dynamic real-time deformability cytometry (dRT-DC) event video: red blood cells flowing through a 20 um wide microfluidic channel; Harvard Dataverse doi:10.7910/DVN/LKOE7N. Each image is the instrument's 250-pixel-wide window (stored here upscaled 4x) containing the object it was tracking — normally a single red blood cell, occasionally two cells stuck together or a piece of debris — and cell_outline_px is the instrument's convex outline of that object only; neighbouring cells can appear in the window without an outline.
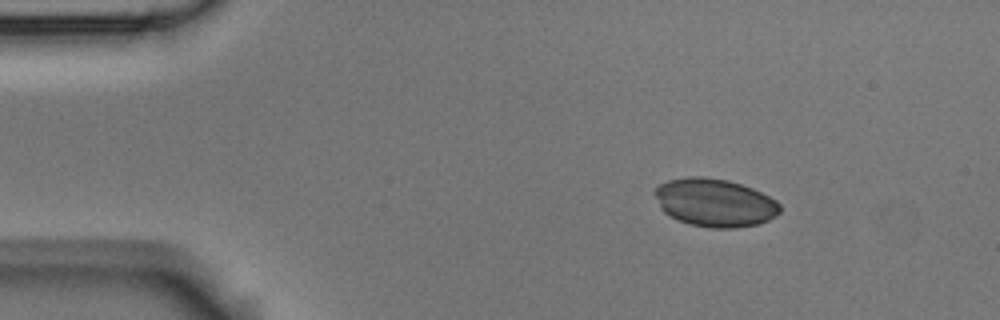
{"species": "Egyptian fruit bat (a non-hibernating species)", "species_latin": "Rousettus aegyptiacus", "temperature_condition": "room temperature", "stored_images_in_passage": 7, "camera_frame_rate_fps": 3000, "um_per_image_px": 0.085, "animal": {"sex": "male"}, "frame": {"image": 1, "passage_image": 1, "time_ms": 0.0, "image_size_px": [1000, 320], "cell_outline_px": [[780, 212], [776, 216], [768, 220], [756, 224], [736, 228], [712, 228], [688, 224], [668, 216], [660, 208], [652, 192], [660, 184], [668, 180], [688, 176], [704, 176], [728, 180], [752, 188], [776, 200], [780, 204]], "centroid_in_image_um": [60.72, 17.22], "position_along_channel_um": 24.3, "area_um2": 35.32}}
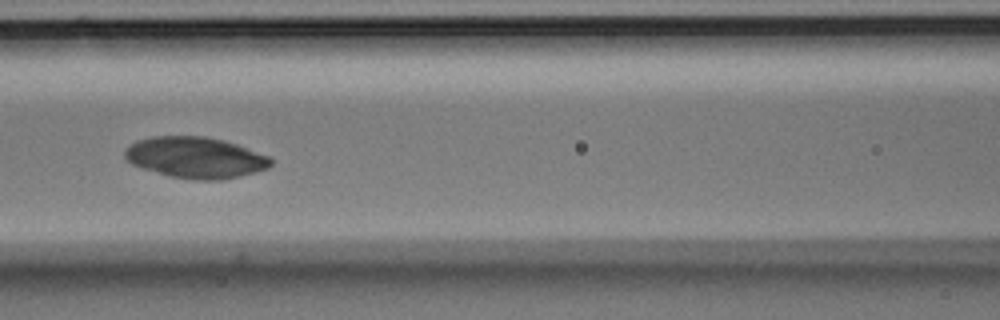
{"frame": {"image": 2, "passage_image": 5, "time_ms": 1.333, "image_size_px": [1000, 320], "cell_outline_px": [[272, 164], [268, 168], [256, 172], [224, 180], [192, 180], [168, 176], [132, 164], [124, 160], [124, 152], [136, 140], [152, 136], [204, 136], [224, 140], [236, 144], [268, 156], [272, 160]], "centroid_in_image_um": [16.61, 13.4], "position_along_channel_um": 150.0, "area_um2": 35.08}}
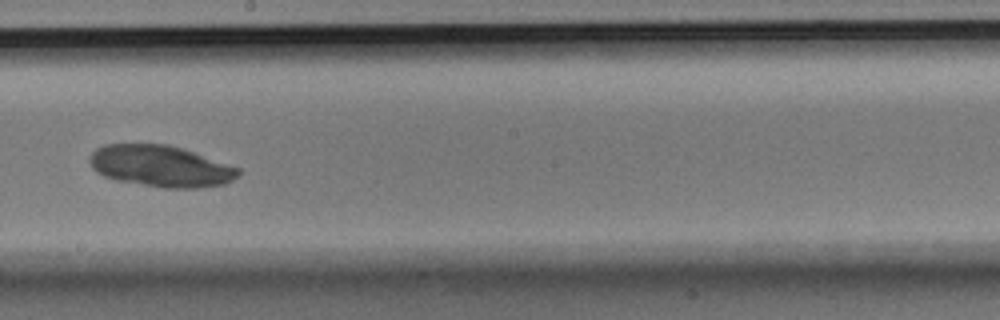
{"frame": {"image": 3, "passage_image": 7, "time_ms": 2.0, "image_size_px": [1000, 320], "cell_outline_px": [[240, 176], [224, 184], [196, 188], [164, 188], [116, 180], [104, 176], [96, 172], [92, 168], [88, 160], [92, 152], [96, 148], [104, 144], [168, 144], [184, 148], [240, 168]], "centroid_in_image_um": [13.66, 14.12], "position_along_channel_um": 234.5, "area_um2": 36.18}}